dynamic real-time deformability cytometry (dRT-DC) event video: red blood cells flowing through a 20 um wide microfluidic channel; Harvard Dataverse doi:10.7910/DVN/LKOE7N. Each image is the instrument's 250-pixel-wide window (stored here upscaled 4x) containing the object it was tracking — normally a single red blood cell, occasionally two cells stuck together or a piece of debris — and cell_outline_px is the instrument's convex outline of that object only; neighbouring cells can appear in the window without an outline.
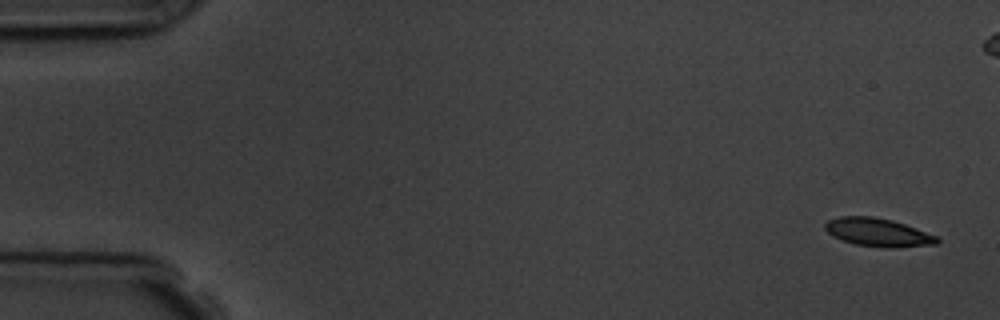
{"species": "common noctule bat (a hibernating species)", "species_latin": "Nyctalus noctula", "temperature_condition": "room temperature", "stored_images_in_passage": 6, "camera_frame_rate_fps": 3000, "um_per_image_px": 0.085, "animal": {"sex": "male", "body_mass_g": 19.5, "forearm_length_mm": 54.6}, "frame": {"image": 1, "passage_image": 1, "time_ms": 0.0, "image_size_px": [1000, 320], "cell_outline_px": [[940, 240], [936, 244], [896, 248], [884, 248], [856, 244], [832, 236], [824, 228], [824, 224], [828, 220], [840, 216], [872, 216], [892, 220], [916, 228], [936, 236]], "centroid_in_image_um": [74.62, 19.75], "position_along_channel_um": 10.4, "area_um2": 18.38}}